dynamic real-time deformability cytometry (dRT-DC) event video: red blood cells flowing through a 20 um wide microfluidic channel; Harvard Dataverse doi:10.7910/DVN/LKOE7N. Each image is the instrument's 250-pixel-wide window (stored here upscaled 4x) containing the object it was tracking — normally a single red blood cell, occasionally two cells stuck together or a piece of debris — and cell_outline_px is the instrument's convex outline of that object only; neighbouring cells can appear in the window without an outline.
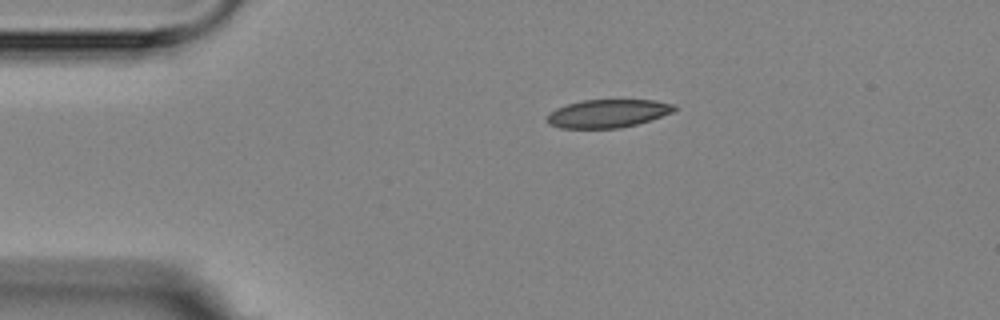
{"species": "Egyptian fruit bat (a non-hibernating species)", "species_latin": "Rousettus aegyptiacus", "temperature_condition": "room temperature", "stored_images_in_passage": 3, "camera_frame_rate_fps": 3000, "um_per_image_px": 0.085, "animal": {"sex": "female"}, "frame": {"image": 1, "passage_image": 1, "time_ms": 0.0, "image_size_px": [1000, 320], "cell_outline_px": [[676, 108], [672, 112], [636, 124], [620, 128], [560, 128], [548, 124], [544, 120], [556, 108], [568, 104], [584, 100], [656, 100], [676, 104]], "centroid_in_image_um": [51.64, 9.64], "position_along_channel_um": 33.4, "area_um2": 20.75}}
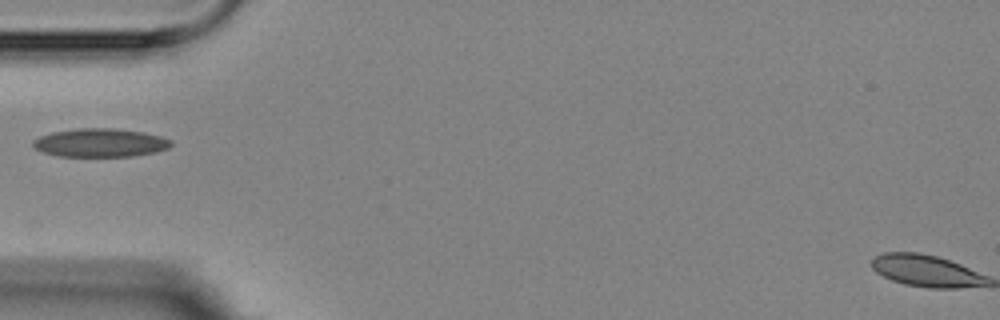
{"frame": {"image": 2, "passage_image": 3, "time_ms": 2.333, "image_size_px": [1000, 320], "cell_outline_px": [[172, 144], [168, 148], [156, 152], [132, 156], [56, 156], [44, 152], [36, 148], [32, 144], [32, 140], [40, 136], [52, 132], [76, 128], [112, 128], [144, 132], [160, 136], [172, 140]], "centroid_in_image_um": [8.52, 12.13], "position_along_channel_um": 76.5, "area_um2": 22.89}}